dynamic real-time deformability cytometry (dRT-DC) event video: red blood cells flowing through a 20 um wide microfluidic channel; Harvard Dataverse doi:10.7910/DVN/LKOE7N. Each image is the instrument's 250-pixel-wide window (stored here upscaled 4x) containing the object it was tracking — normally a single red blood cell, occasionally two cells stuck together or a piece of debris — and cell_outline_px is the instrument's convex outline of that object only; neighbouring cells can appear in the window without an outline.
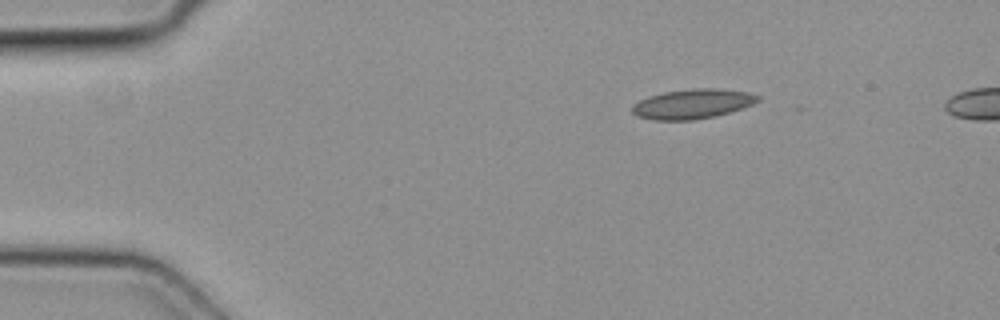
{"species": "common noctule bat (a hibernating species)", "species_latin": "Nyctalus noctula", "temperature_condition": "cold", "stored_images_in_passage": 3, "camera_frame_rate_fps": 3000, "um_per_image_px": 0.085, "animal": {"sex": "female", "body_mass_g": 19.3, "forearm_length_mm": 54.1}, "frame": {"image": 1, "passage_image": 1, "time_ms": 0.0, "image_size_px": [1000, 320], "cell_outline_px": [[760, 100], [752, 104], [716, 116], [692, 120], [652, 120], [636, 116], [632, 112], [632, 104], [648, 96], [664, 92], [692, 88], [716, 88], [748, 92], [760, 96]], "centroid_in_image_um": [58.83, 8.83], "position_along_channel_um": 26.2, "area_um2": 21.73}}